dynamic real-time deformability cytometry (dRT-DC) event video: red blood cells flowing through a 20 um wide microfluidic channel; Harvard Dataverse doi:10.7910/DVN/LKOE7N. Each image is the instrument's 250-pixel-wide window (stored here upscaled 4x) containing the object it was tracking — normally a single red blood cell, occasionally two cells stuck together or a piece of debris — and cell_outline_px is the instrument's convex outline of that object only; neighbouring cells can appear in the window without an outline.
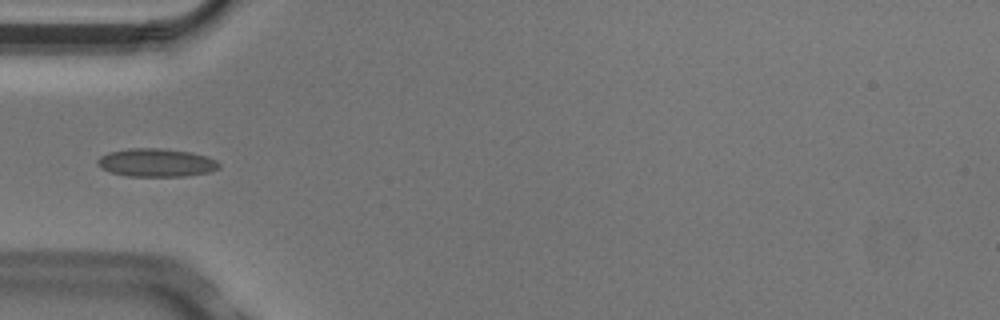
{"species": "Egyptian fruit bat (a non-hibernating species)", "species_latin": "Rousettus aegyptiacus", "temperature_condition": "cold", "stored_images_in_passage": 4, "camera_frame_rate_fps": 3000, "um_per_image_px": 0.085, "animal": {"sex": "male"}, "frame": {"image": 1, "passage_image": 4, "time_ms": 1.0, "image_size_px": [1000, 320], "cell_outline_px": [[220, 168], [212, 172], [184, 176], [128, 176], [108, 172], [100, 168], [96, 164], [96, 160], [100, 156], [108, 152], [128, 148], [160, 148], [192, 152], [208, 156], [216, 160], [220, 164]], "centroid_in_image_um": [13.28, 13.82], "position_along_channel_um": 71.7, "area_um2": 20.35}}